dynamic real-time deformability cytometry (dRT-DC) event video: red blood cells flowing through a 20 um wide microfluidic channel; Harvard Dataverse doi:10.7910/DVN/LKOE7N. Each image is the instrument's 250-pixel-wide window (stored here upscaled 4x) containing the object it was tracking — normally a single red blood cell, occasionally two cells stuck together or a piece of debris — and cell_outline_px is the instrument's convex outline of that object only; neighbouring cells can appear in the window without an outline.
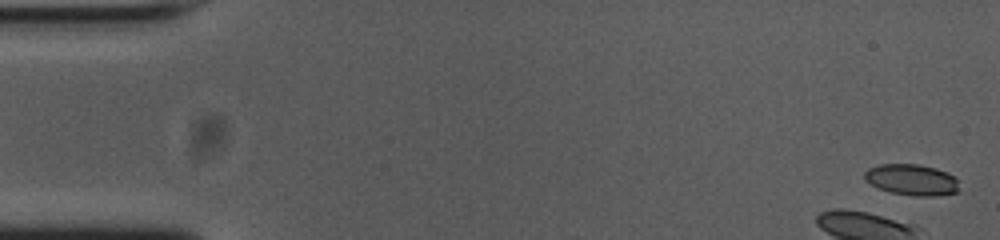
{"species": "common noctule bat (a hibernating species)", "species_latin": "Nyctalus noctula", "temperature_condition": "cold", "stored_images_in_passage": 29, "camera_frame_rate_fps": 3000, "um_per_image_px": 0.085, "animal": {"sex": "female", "body_mass_g": 23.0, "forearm_length_mm": 53.4}, "frame": {"image": 1, "passage_image": 1, "time_ms": 0.0, "image_size_px": [1000, 240], "cell_outline_px": [[960, 192], [936, 196], [916, 196], [892, 192], [880, 188], [864, 180], [864, 172], [868, 168], [880, 164], [916, 164], [936, 168], [952, 176], [956, 180]], "centroid_in_image_um": [77.49, 15.28], "position_along_channel_um": 7.5, "area_um2": 16.99}}